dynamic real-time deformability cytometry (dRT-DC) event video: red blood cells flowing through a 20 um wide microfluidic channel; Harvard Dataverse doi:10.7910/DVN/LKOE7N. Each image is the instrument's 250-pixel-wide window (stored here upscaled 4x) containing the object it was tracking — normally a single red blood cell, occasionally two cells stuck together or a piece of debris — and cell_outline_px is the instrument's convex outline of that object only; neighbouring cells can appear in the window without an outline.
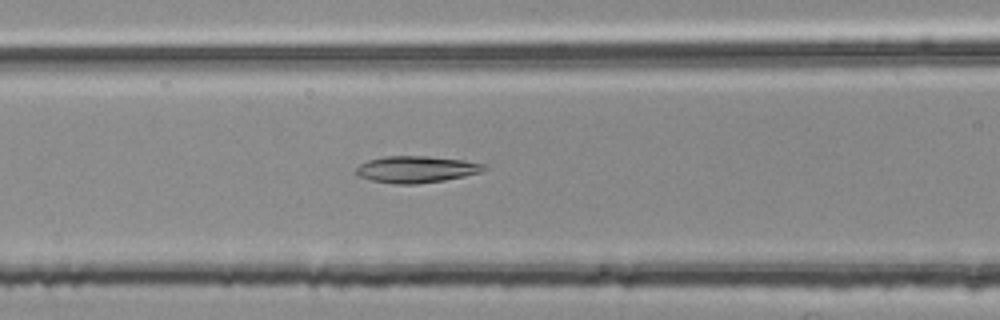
{"species": "common noctule bat (a hibernating species)", "species_latin": "Nyctalus noctula", "temperature_condition": "room temperature", "stored_images_in_passage": 44, "camera_frame_rate_fps": 3000, "um_per_image_px": 0.085, "animal": {"sex": "female", "body_mass_g": 25.1}, "frame": {"image": 1, "passage_image": 12, "time_ms": 3.667, "image_size_px": [1000, 320], "cell_outline_px": [[488, 168], [484, 172], [444, 180], [416, 184], [396, 184], [372, 180], [360, 176], [356, 172], [356, 168], [360, 164], [368, 160], [388, 156], [428, 156], [464, 160], [484, 164]], "centroid_in_image_um": [35.44, 14.39], "position_along_channel_um": 131.2, "area_um2": 19.83}}
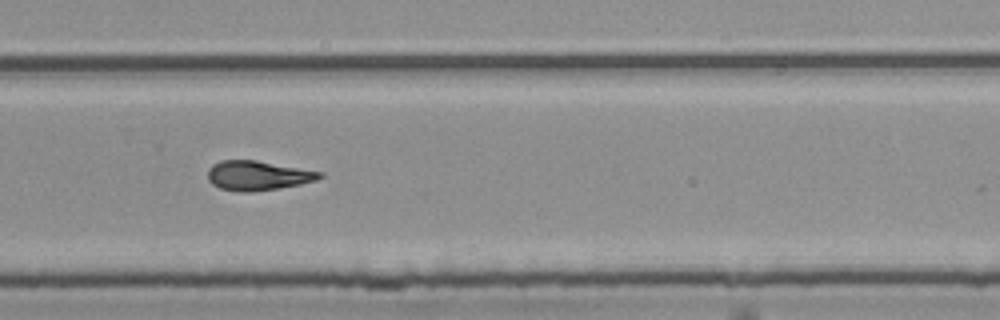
{"frame": {"image": 2, "passage_image": 26, "time_ms": 8.333, "image_size_px": [1000, 320], "cell_outline_px": [[324, 176], [316, 180], [300, 184], [252, 192], [240, 192], [220, 188], [212, 184], [208, 180], [208, 168], [212, 164], [220, 160], [256, 160], [324, 172]], "centroid_in_image_um": [21.9, 14.91], "position_along_channel_um": 307.9, "area_um2": 19.31}}
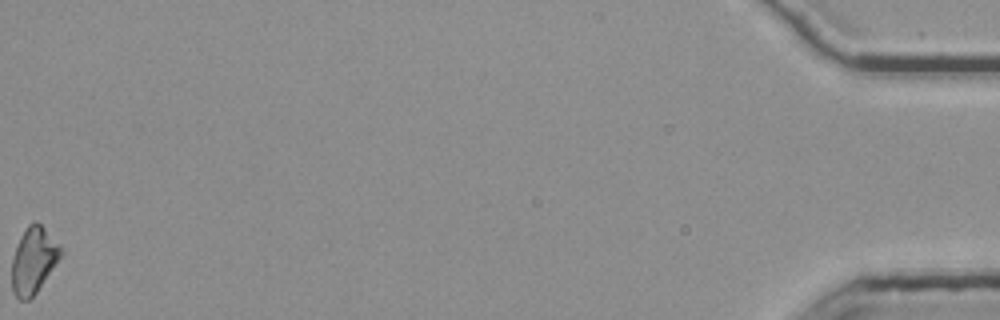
{"frame": {"image": 3, "passage_image": 44, "time_ms": 14.333, "image_size_px": [1000, 320], "cell_outline_px": [[64, 252], [36, 292], [28, 300], [20, 300], [12, 292], [12, 256], [20, 236], [28, 224], [32, 220], [36, 220], [60, 244]], "centroid_in_image_um": [2.84, 22.09], "position_along_channel_um": 432.4, "area_um2": 18.9}, "authors_computed_cell_mechanics": {"area_um2": 19.1029, "velocity_mm_per_s": 3.7999, "shape_relaxation_time_tau1_ms": 10.8633, "shape_relaxation_time_tau2_ms": 3.4328, "deformation_change_tau1": 0.2557, "deformation_change_tau2": 0.1164}}